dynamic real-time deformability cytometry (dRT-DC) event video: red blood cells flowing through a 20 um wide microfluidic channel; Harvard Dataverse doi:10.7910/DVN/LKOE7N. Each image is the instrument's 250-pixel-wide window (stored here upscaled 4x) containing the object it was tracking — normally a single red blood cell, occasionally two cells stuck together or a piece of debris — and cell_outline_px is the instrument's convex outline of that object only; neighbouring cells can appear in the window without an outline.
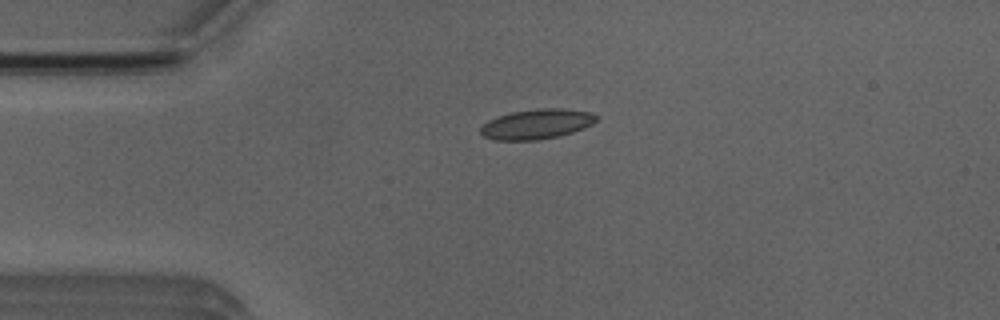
{"species": "Egyptian fruit bat (a non-hibernating species)", "species_latin": "Rousettus aegyptiacus", "temperature_condition": "room temperature", "stored_images_in_passage": 2, "camera_frame_rate_fps": 3000, "um_per_image_px": 0.085, "animal": {"sex": "male"}, "frame": {"image": 1, "passage_image": 1, "time_ms": 0.0, "image_size_px": [1000, 320], "cell_outline_px": [[596, 120], [592, 124], [584, 128], [560, 136], [536, 140], [496, 140], [484, 136], [480, 132], [480, 128], [488, 120], [496, 116], [512, 112], [536, 108], [564, 108], [592, 112], [596, 116]], "centroid_in_image_um": [45.62, 10.54], "position_along_channel_um": 39.4, "area_um2": 20.29}}